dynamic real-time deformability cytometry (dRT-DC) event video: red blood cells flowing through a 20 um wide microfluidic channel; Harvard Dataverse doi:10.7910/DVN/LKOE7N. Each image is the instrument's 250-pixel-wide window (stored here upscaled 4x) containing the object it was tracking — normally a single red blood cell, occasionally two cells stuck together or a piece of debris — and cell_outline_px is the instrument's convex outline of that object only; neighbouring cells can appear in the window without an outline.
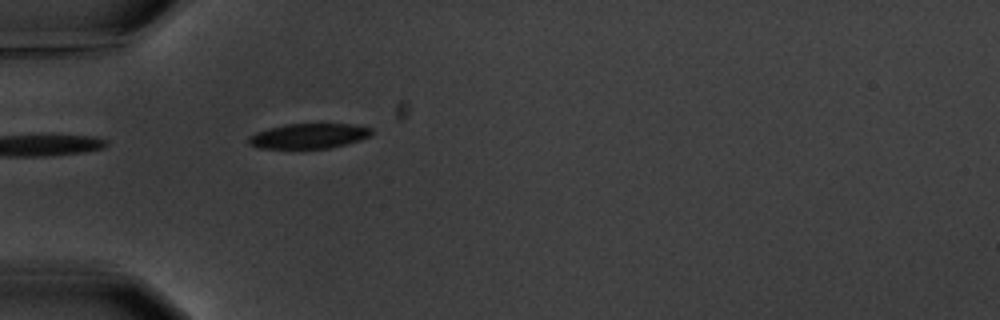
{"species": "common noctule bat (a hibernating species)", "species_latin": "Nyctalus noctula", "temperature_condition": "warm", "stored_images_in_passage": 1, "camera_frame_rate_fps": 3000, "um_per_image_px": 0.085, "animal": {"sex": "male", "body_mass_g": 20.1, "forearm_length_mm": 53.5}, "frame": {"image": 1, "passage_image": 1, "time_ms": 0.0, "image_size_px": [1000, 320], "cell_outline_px": [[372, 132], [368, 136], [360, 140], [332, 148], [260, 148], [248, 144], [248, 136], [256, 132], [268, 128], [284, 124], [352, 124], [372, 128]], "centroid_in_image_um": [26.22, 11.55], "position_along_channel_um": 58.8, "area_um2": 17.92}}